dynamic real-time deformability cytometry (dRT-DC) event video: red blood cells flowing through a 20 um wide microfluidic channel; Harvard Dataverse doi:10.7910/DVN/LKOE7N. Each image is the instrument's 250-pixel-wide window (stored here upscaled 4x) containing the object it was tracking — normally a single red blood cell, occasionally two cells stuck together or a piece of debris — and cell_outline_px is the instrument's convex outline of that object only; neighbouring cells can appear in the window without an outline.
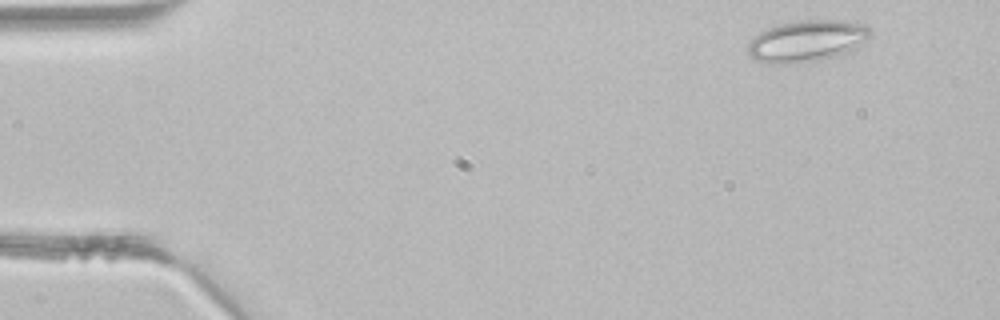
{"species": "common noctule bat (a hibernating species)", "species_latin": "Nyctalus noctula", "temperature_condition": "room temperature", "stored_images_in_passage": 3, "camera_frame_rate_fps": 3000, "um_per_image_px": 0.085, "animal": {"sex": "male", "body_mass_g": 21.5, "forearm_length_mm": 52.0}, "frame": {"image": 1, "passage_image": 1, "time_ms": 0.0, "image_size_px": [1000, 320], "cell_outline_px": [[872, 36], [856, 48], [848, 52], [836, 56], [820, 60], [792, 64], [780, 64], [756, 60], [748, 56], [748, 44], [760, 32], [768, 28], [780, 24], [804, 20], [836, 20], [860, 24], [872, 28]], "centroid_in_image_um": [68.62, 3.5], "position_along_channel_um": 16.4, "area_um2": 29.54}}